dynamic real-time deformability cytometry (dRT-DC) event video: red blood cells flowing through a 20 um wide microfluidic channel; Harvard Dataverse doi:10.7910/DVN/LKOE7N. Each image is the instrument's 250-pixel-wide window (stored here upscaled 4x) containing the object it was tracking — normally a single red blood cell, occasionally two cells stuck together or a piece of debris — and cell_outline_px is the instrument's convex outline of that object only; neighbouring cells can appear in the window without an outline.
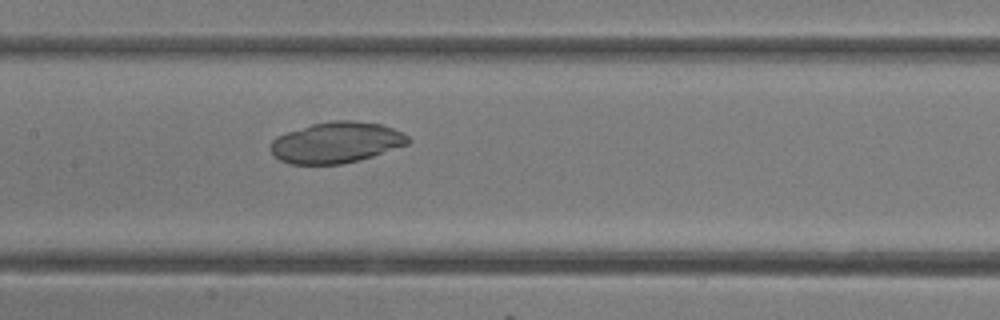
{"species": "common noctule bat (a hibernating species)", "species_latin": "Nyctalus noctula", "temperature_condition": "room temperature", "stored_images_in_passage": 11, "camera_frame_rate_fps": 3000, "um_per_image_px": 0.085, "animal": {"sex": "female"}, "frame": {"image": 1, "passage_image": 7, "time_ms": 2.0, "image_size_px": [1000, 320], "cell_outline_px": [[412, 140], [408, 144], [360, 160], [340, 164], [288, 164], [280, 160], [268, 148], [272, 140], [276, 136], [312, 124], [332, 120], [352, 120], [380, 124], [404, 132]], "centroid_in_image_um": [28.59, 12.11], "position_along_channel_um": 178.8, "area_um2": 32.89}}
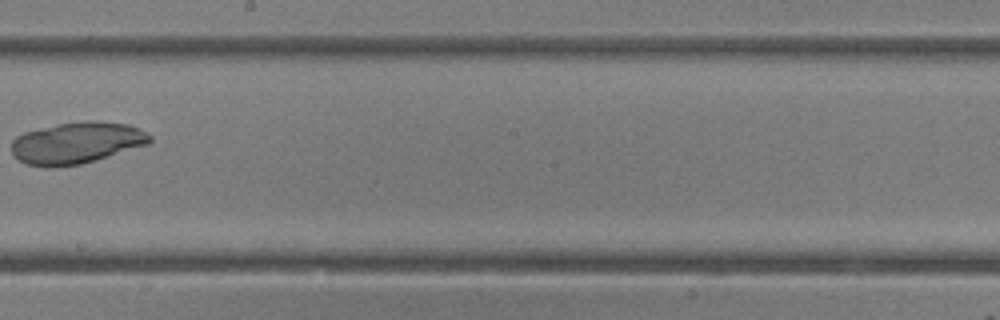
{"frame": {"image": 2, "passage_image": 10, "time_ms": 3.0, "image_size_px": [1000, 320], "cell_outline_px": [[152, 140], [148, 144], [96, 160], [80, 164], [56, 168], [48, 168], [28, 164], [20, 160], [12, 152], [12, 140], [16, 136], [24, 132], [60, 124], [88, 120], [96, 120], [128, 124], [152, 136]], "centroid_in_image_um": [6.51, 12.15], "position_along_channel_um": 241.7, "area_um2": 33.41}}